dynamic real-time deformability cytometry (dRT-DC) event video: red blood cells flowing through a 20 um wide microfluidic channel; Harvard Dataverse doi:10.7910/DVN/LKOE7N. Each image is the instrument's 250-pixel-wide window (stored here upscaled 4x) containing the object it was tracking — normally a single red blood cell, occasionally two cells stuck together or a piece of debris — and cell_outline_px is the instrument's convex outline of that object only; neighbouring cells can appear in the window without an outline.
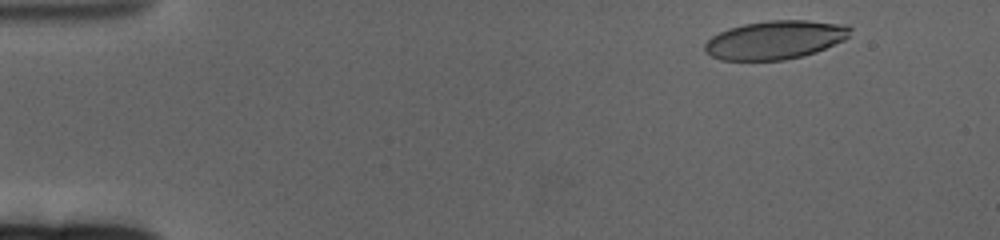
{"species": "human", "species_latin": "Homo sapiens", "temperature_condition": "cold", "stored_images_in_passage": 61, "camera_frame_rate_fps": 3000, "um_per_image_px": 0.085, "donor": {"sex": "female"}, "frame": {"image": 1, "passage_image": 5, "time_ms": 1.333, "image_size_px": [1000, 240], "cell_outline_px": [[852, 28], [848, 36], [844, 40], [816, 52], [784, 60], [720, 60], [704, 52], [704, 44], [712, 36], [728, 28], [744, 24], [768, 20], [808, 20], [844, 24]], "centroid_in_image_um": [65.87, 3.38], "position_along_channel_um": 19.1, "area_um2": 32.66}}
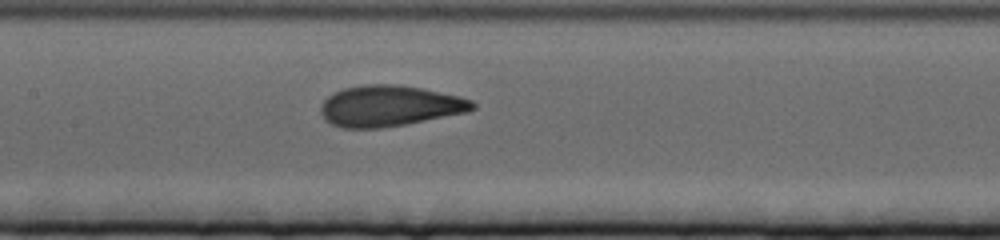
{"frame": {"image": 2, "passage_image": 29, "time_ms": 9.333, "image_size_px": [1000, 240], "cell_outline_px": [[476, 108], [468, 112], [404, 124], [380, 128], [340, 128], [324, 120], [320, 112], [320, 108], [324, 100], [332, 92], [344, 88], [364, 84], [400, 84], [424, 88], [460, 96], [472, 100], [476, 104]], "centroid_in_image_um": [33.1, 8.99], "position_along_channel_um": 174.3, "area_um2": 36.53}}
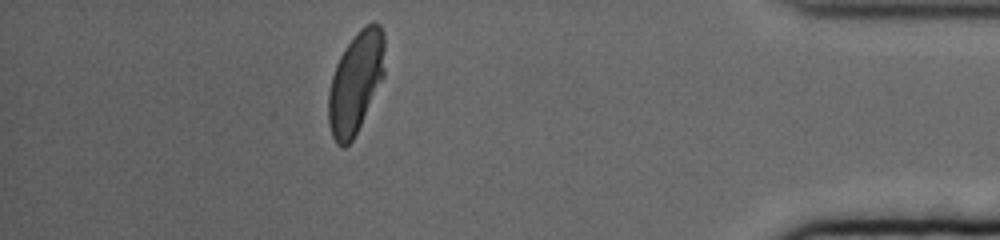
{"frame": {"image": 3, "passage_image": 54, "time_ms": 17.667, "image_size_px": [1000, 240], "cell_outline_px": [[384, 76], [352, 140], [344, 148], [340, 148], [336, 144], [332, 136], [328, 120], [328, 92], [332, 76], [336, 64], [340, 56], [356, 32], [360, 28], [368, 24], [380, 24], [384, 36]], "centroid_in_image_um": [30.21, 7.02], "position_along_channel_um": 405.0, "area_um2": 32.95}, "authors_computed_cell_mechanics": {"area_um2": 34.969, "velocity_mm_per_s": 3.2581, "shape_relaxation_time_tau1_ms": 6.0318, "shape_relaxation_time_tau2_ms": 1.1105, "deformation_change_tau1": 0.2037, "deformation_change_tau2": 0.0743}}